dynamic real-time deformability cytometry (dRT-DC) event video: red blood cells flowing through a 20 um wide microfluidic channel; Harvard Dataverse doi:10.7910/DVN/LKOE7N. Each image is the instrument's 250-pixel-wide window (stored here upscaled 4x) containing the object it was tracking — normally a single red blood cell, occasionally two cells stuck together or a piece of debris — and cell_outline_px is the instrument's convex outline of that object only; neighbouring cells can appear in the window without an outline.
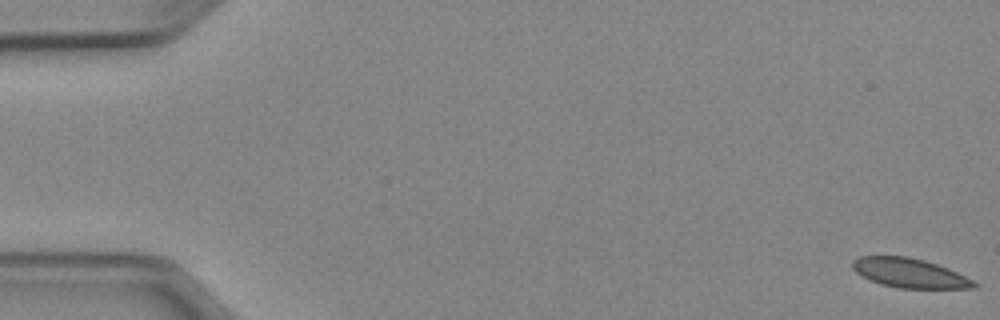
{"species": "Egyptian fruit bat (a non-hibernating species)", "species_latin": "Rousettus aegyptiacus", "temperature_condition": "cold", "stored_images_in_passage": 11, "camera_frame_rate_fps": 3000, "um_per_image_px": 0.085, "animal": {"sex": "female"}, "frame": {"image": 1, "passage_image": 1, "time_ms": 0.0, "image_size_px": [1000, 320], "cell_outline_px": [[980, 284], [976, 288], [900, 288], [880, 284], [856, 272], [852, 268], [852, 260], [860, 256], [908, 256], [924, 260], [948, 268]], "centroid_in_image_um": [77.32, 23.2], "position_along_channel_um": 7.7, "area_um2": 20.63}}